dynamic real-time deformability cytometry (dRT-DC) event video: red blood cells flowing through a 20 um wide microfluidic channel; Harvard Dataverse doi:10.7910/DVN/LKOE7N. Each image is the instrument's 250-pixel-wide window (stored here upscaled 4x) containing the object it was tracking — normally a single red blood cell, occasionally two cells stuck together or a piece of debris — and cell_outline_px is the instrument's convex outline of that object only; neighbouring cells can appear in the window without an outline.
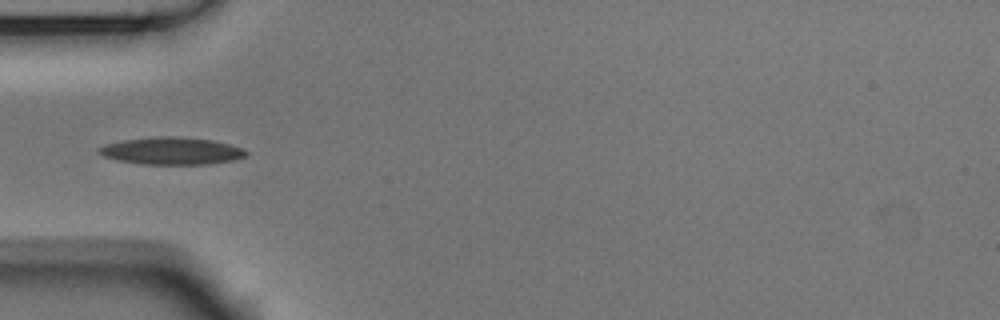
{"species": "Egyptian fruit bat (a non-hibernating species)", "species_latin": "Rousettus aegyptiacus", "temperature_condition": "room temperature", "stored_images_in_passage": 38, "camera_frame_rate_fps": 3000, "um_per_image_px": 0.085, "animal": {"sex": "male"}, "frame": {"image": 1, "passage_image": 1, "time_ms": 0.0, "image_size_px": [1000, 320], "cell_outline_px": [[248, 156], [236, 160], [208, 164], [140, 164], [116, 160], [104, 156], [96, 152], [96, 148], [104, 144], [124, 140], [156, 136], [176, 136], [212, 140], [244, 148], [248, 152]], "centroid_in_image_um": [14.58, 12.83], "position_along_channel_um": 70.4, "area_um2": 23.7}}
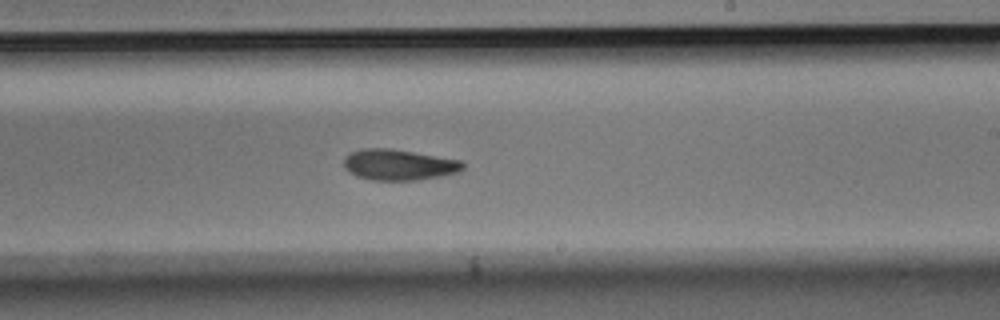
{"frame": {"image": 2, "passage_image": 16, "time_ms": 5.0, "image_size_px": [1000, 320], "cell_outline_px": [[464, 168], [460, 172], [420, 180], [372, 180], [356, 176], [348, 172], [344, 168], [344, 160], [352, 152], [360, 148], [388, 148], [460, 160], [464, 164]], "centroid_in_image_um": [33.89, 14.01], "position_along_channel_um": 255.1, "area_um2": 21.33}}
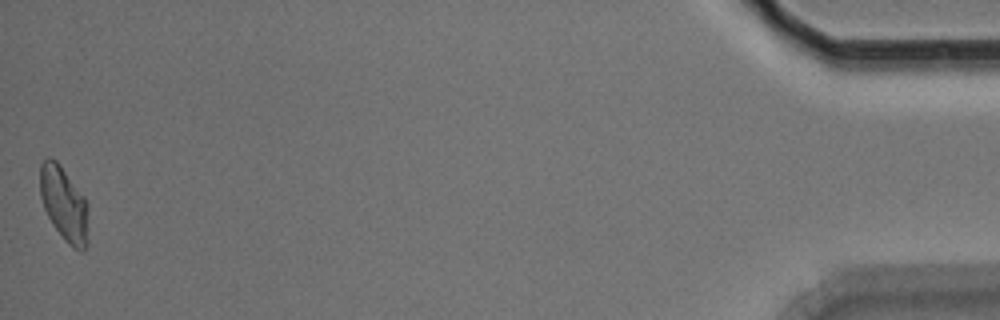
{"frame": {"image": 3, "passage_image": 38, "time_ms": 12.333, "image_size_px": [1000, 320], "cell_outline_px": [[88, 244], [84, 252], [80, 252], [72, 248], [64, 240], [52, 224], [44, 208], [40, 196], [40, 164], [48, 156], [56, 160], [60, 164], [84, 196], [88, 204]], "centroid_in_image_um": [5.47, 17.37], "position_along_channel_um": 429.7, "area_um2": 21.39}, "authors_computed_cell_mechanics": {"area_um2": 21.386, "velocity_mm_per_s": 3.6807, "shape_relaxation_time_tau1_ms": 5.0727, "shape_relaxation_time_tau2_ms": 6.7583, "deformation_change_tau1": 0.1476, "deformation_change_tau2": 0.1303}}